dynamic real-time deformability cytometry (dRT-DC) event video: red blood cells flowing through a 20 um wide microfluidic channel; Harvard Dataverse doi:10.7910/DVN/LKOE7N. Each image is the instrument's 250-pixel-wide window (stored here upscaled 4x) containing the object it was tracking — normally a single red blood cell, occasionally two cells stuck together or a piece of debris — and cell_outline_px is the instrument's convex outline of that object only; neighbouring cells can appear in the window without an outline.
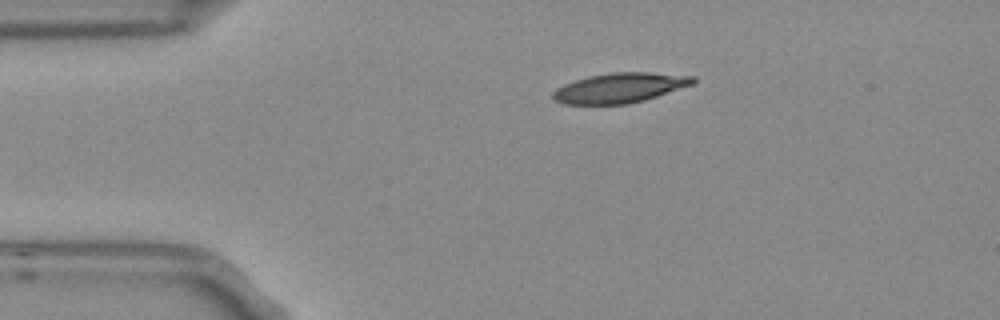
{"species": "Egyptian fruit bat (a non-hibernating species)", "species_latin": "Rousettus aegyptiacus", "temperature_condition": "room temperature", "stored_images_in_passage": 2, "camera_frame_rate_fps": 3000, "um_per_image_px": 0.085, "frame": {"image": 1, "passage_image": 1, "time_ms": 0.0, "image_size_px": [1000, 320], "cell_outline_px": [[696, 84], [644, 100], [628, 104], [564, 104], [552, 100], [552, 92], [556, 88], [564, 84], [588, 76], [612, 72], [652, 72], [696, 76]], "centroid_in_image_um": [52.72, 7.46], "position_along_channel_um": 32.3, "area_um2": 24.68}}